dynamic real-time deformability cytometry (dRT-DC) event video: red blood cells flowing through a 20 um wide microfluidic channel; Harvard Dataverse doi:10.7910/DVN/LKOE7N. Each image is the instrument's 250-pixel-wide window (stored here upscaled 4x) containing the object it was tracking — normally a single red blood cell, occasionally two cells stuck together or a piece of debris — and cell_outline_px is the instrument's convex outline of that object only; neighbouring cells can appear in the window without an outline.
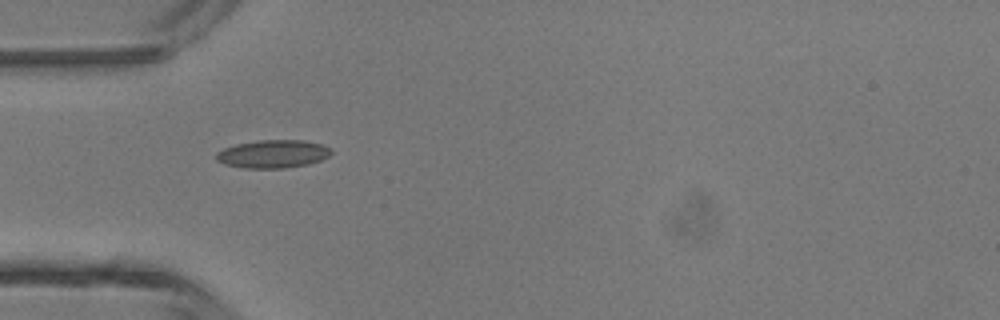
{"species": "common noctule bat (a hibernating species)", "species_latin": "Nyctalus noctula", "temperature_condition": "room temperature", "stored_images_in_passage": 2, "camera_frame_rate_fps": 3000, "um_per_image_px": 0.085, "animal": {"sex": "male", "body_mass_g": 13.3}, "frame": {"image": 1, "passage_image": 1, "time_ms": 0.0, "image_size_px": [1000, 320], "cell_outline_px": [[332, 152], [328, 156], [320, 160], [308, 164], [284, 168], [244, 168], [224, 164], [216, 160], [216, 152], [224, 148], [236, 144], [260, 140], [304, 140], [324, 144], [332, 148]], "centroid_in_image_um": [23.21, 13.08], "position_along_channel_um": 61.8, "area_um2": 18.9}}
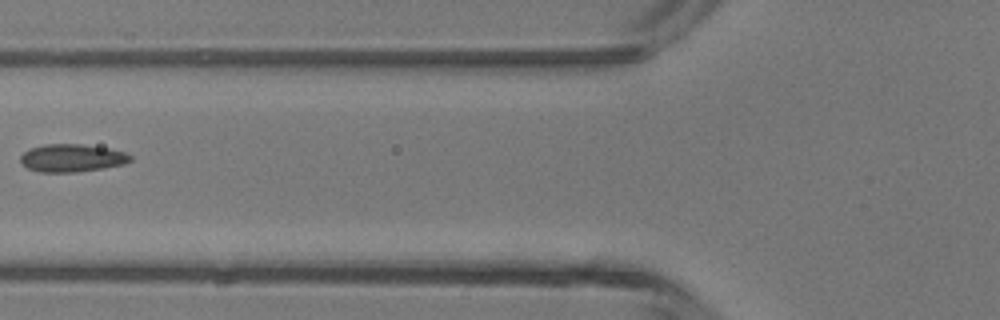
{"frame": {"image": 2, "passage_image": 2, "time_ms": 0.333, "image_size_px": [1000, 320], "cell_outline_px": [[132, 160], [124, 164], [104, 168], [76, 172], [40, 172], [28, 168], [20, 164], [20, 156], [28, 148], [44, 144], [80, 144], [108, 148], [124, 152], [132, 156]], "centroid_in_image_um": [6.08, 13.43], "position_along_channel_um": 119.7, "area_um2": 17.92}}